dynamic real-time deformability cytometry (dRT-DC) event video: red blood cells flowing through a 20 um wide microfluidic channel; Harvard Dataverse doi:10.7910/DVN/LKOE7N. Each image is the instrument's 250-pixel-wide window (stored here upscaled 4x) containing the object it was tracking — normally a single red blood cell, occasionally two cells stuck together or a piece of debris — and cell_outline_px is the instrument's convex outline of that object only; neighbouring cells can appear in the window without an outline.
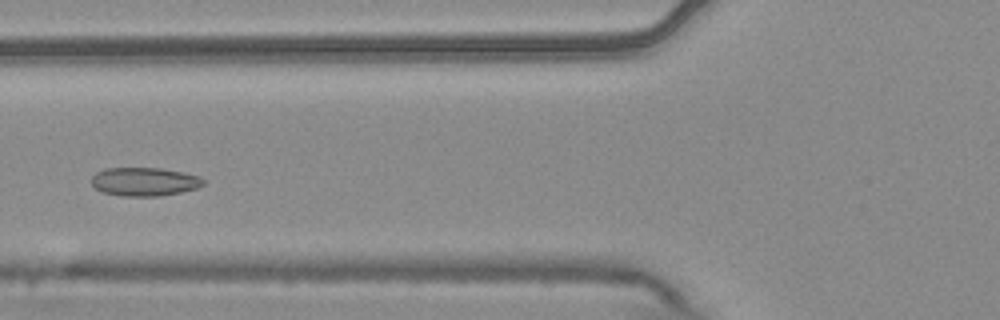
{"species": "common noctule bat (a hibernating species)", "species_latin": "Nyctalus noctula", "temperature_condition": "warm", "stored_images_in_passage": 5, "camera_frame_rate_fps": 3000, "um_per_image_px": 0.085, "animal": {"sex": "male", "body_mass_g": 20.4}, "frame": {"image": 1, "passage_image": 5, "time_ms": 1.333, "image_size_px": [1000, 320], "cell_outline_px": [[204, 184], [196, 188], [180, 192], [160, 196], [124, 196], [104, 192], [96, 188], [92, 184], [92, 176], [96, 172], [104, 168], [160, 168], [184, 172], [200, 176], [204, 180]], "centroid_in_image_um": [12.29, 15.43], "position_along_channel_um": 113.5, "area_um2": 18.55}}